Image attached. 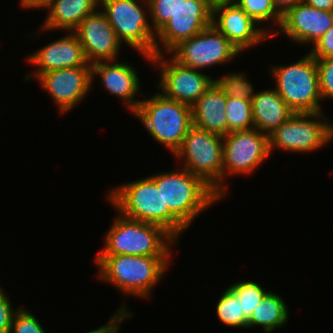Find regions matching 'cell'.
I'll return each instance as SVG.
<instances>
[{"label": "cell", "mask_w": 333, "mask_h": 333, "mask_svg": "<svg viewBox=\"0 0 333 333\" xmlns=\"http://www.w3.org/2000/svg\"><path fill=\"white\" fill-rule=\"evenodd\" d=\"M124 303H122L123 306H121L120 308H118V311H116L115 315L112 316L110 318V321L107 322L105 325L95 329V330H91L89 332L86 333H119V329H120V324L127 318H131V316L133 315L132 312H129L126 308V305H124Z\"/></svg>", "instance_id": "836d02e7"}, {"label": "cell", "mask_w": 333, "mask_h": 333, "mask_svg": "<svg viewBox=\"0 0 333 333\" xmlns=\"http://www.w3.org/2000/svg\"><path fill=\"white\" fill-rule=\"evenodd\" d=\"M276 10L283 16L288 10L303 0H272Z\"/></svg>", "instance_id": "e575fe53"}, {"label": "cell", "mask_w": 333, "mask_h": 333, "mask_svg": "<svg viewBox=\"0 0 333 333\" xmlns=\"http://www.w3.org/2000/svg\"><path fill=\"white\" fill-rule=\"evenodd\" d=\"M140 101L133 114L157 142L175 155L193 125L192 107L169 99L161 92Z\"/></svg>", "instance_id": "5b68a950"}, {"label": "cell", "mask_w": 333, "mask_h": 333, "mask_svg": "<svg viewBox=\"0 0 333 333\" xmlns=\"http://www.w3.org/2000/svg\"><path fill=\"white\" fill-rule=\"evenodd\" d=\"M141 3L147 0H99V8L111 24L121 43H126L135 51L142 53L148 62L155 55L156 33L147 20Z\"/></svg>", "instance_id": "ba28073f"}, {"label": "cell", "mask_w": 333, "mask_h": 333, "mask_svg": "<svg viewBox=\"0 0 333 333\" xmlns=\"http://www.w3.org/2000/svg\"><path fill=\"white\" fill-rule=\"evenodd\" d=\"M170 256L97 255L98 277L122 293L149 298L164 276Z\"/></svg>", "instance_id": "6da1fadb"}, {"label": "cell", "mask_w": 333, "mask_h": 333, "mask_svg": "<svg viewBox=\"0 0 333 333\" xmlns=\"http://www.w3.org/2000/svg\"><path fill=\"white\" fill-rule=\"evenodd\" d=\"M150 177L161 189L163 209H169L187 229L202 211L223 199L202 178L182 167Z\"/></svg>", "instance_id": "3957f363"}, {"label": "cell", "mask_w": 333, "mask_h": 333, "mask_svg": "<svg viewBox=\"0 0 333 333\" xmlns=\"http://www.w3.org/2000/svg\"><path fill=\"white\" fill-rule=\"evenodd\" d=\"M332 26L333 11H323L300 2L282 16L280 32L291 42L313 46Z\"/></svg>", "instance_id": "e0dca14e"}, {"label": "cell", "mask_w": 333, "mask_h": 333, "mask_svg": "<svg viewBox=\"0 0 333 333\" xmlns=\"http://www.w3.org/2000/svg\"><path fill=\"white\" fill-rule=\"evenodd\" d=\"M163 55L151 57V63L160 70L159 92L169 99L192 106L212 85L214 78Z\"/></svg>", "instance_id": "7c38bea8"}, {"label": "cell", "mask_w": 333, "mask_h": 333, "mask_svg": "<svg viewBox=\"0 0 333 333\" xmlns=\"http://www.w3.org/2000/svg\"><path fill=\"white\" fill-rule=\"evenodd\" d=\"M185 0H147L143 7L151 15V27L156 33L179 9ZM146 6V7H145Z\"/></svg>", "instance_id": "f1b7e54d"}, {"label": "cell", "mask_w": 333, "mask_h": 333, "mask_svg": "<svg viewBox=\"0 0 333 333\" xmlns=\"http://www.w3.org/2000/svg\"><path fill=\"white\" fill-rule=\"evenodd\" d=\"M257 24L274 21L280 27L282 15L276 10L272 0H232Z\"/></svg>", "instance_id": "83f0119b"}, {"label": "cell", "mask_w": 333, "mask_h": 333, "mask_svg": "<svg viewBox=\"0 0 333 333\" xmlns=\"http://www.w3.org/2000/svg\"><path fill=\"white\" fill-rule=\"evenodd\" d=\"M269 155V136L258 129L235 131L223 136L222 198L227 194L224 180L228 173L251 174Z\"/></svg>", "instance_id": "30bf717a"}, {"label": "cell", "mask_w": 333, "mask_h": 333, "mask_svg": "<svg viewBox=\"0 0 333 333\" xmlns=\"http://www.w3.org/2000/svg\"><path fill=\"white\" fill-rule=\"evenodd\" d=\"M289 312L283 298L274 292H268L254 309L247 323V328L260 326L265 333L283 327L288 323Z\"/></svg>", "instance_id": "603a6c76"}, {"label": "cell", "mask_w": 333, "mask_h": 333, "mask_svg": "<svg viewBox=\"0 0 333 333\" xmlns=\"http://www.w3.org/2000/svg\"><path fill=\"white\" fill-rule=\"evenodd\" d=\"M270 67L275 90L294 113L322 111L317 62L309 52L293 64Z\"/></svg>", "instance_id": "8992f818"}, {"label": "cell", "mask_w": 333, "mask_h": 333, "mask_svg": "<svg viewBox=\"0 0 333 333\" xmlns=\"http://www.w3.org/2000/svg\"><path fill=\"white\" fill-rule=\"evenodd\" d=\"M324 115L322 111L294 113L269 135L270 153L274 149L309 153L327 145L333 138V124Z\"/></svg>", "instance_id": "9c48e42d"}, {"label": "cell", "mask_w": 333, "mask_h": 333, "mask_svg": "<svg viewBox=\"0 0 333 333\" xmlns=\"http://www.w3.org/2000/svg\"><path fill=\"white\" fill-rule=\"evenodd\" d=\"M174 156L222 197L223 136L192 125Z\"/></svg>", "instance_id": "52a82bcc"}, {"label": "cell", "mask_w": 333, "mask_h": 333, "mask_svg": "<svg viewBox=\"0 0 333 333\" xmlns=\"http://www.w3.org/2000/svg\"><path fill=\"white\" fill-rule=\"evenodd\" d=\"M96 9H99V0H52L41 30L60 29L73 32L80 22Z\"/></svg>", "instance_id": "7402d4cb"}, {"label": "cell", "mask_w": 333, "mask_h": 333, "mask_svg": "<svg viewBox=\"0 0 333 333\" xmlns=\"http://www.w3.org/2000/svg\"><path fill=\"white\" fill-rule=\"evenodd\" d=\"M41 325L34 314L22 306L14 315L10 333H46Z\"/></svg>", "instance_id": "f546056e"}, {"label": "cell", "mask_w": 333, "mask_h": 333, "mask_svg": "<svg viewBox=\"0 0 333 333\" xmlns=\"http://www.w3.org/2000/svg\"><path fill=\"white\" fill-rule=\"evenodd\" d=\"M229 288L241 298L243 316L249 320L254 309L260 304L264 296L268 293L259 283L253 281H239Z\"/></svg>", "instance_id": "484cf974"}, {"label": "cell", "mask_w": 333, "mask_h": 333, "mask_svg": "<svg viewBox=\"0 0 333 333\" xmlns=\"http://www.w3.org/2000/svg\"><path fill=\"white\" fill-rule=\"evenodd\" d=\"M314 59L333 56V26L309 50Z\"/></svg>", "instance_id": "d6a6232c"}, {"label": "cell", "mask_w": 333, "mask_h": 333, "mask_svg": "<svg viewBox=\"0 0 333 333\" xmlns=\"http://www.w3.org/2000/svg\"><path fill=\"white\" fill-rule=\"evenodd\" d=\"M12 306V302L0 287V333H10L14 315L19 310Z\"/></svg>", "instance_id": "1f68e13d"}, {"label": "cell", "mask_w": 333, "mask_h": 333, "mask_svg": "<svg viewBox=\"0 0 333 333\" xmlns=\"http://www.w3.org/2000/svg\"><path fill=\"white\" fill-rule=\"evenodd\" d=\"M98 255L170 256L177 240L162 226L130 219L119 212Z\"/></svg>", "instance_id": "277c9868"}, {"label": "cell", "mask_w": 333, "mask_h": 333, "mask_svg": "<svg viewBox=\"0 0 333 333\" xmlns=\"http://www.w3.org/2000/svg\"><path fill=\"white\" fill-rule=\"evenodd\" d=\"M52 0H20V5L26 9H47Z\"/></svg>", "instance_id": "d590c367"}, {"label": "cell", "mask_w": 333, "mask_h": 333, "mask_svg": "<svg viewBox=\"0 0 333 333\" xmlns=\"http://www.w3.org/2000/svg\"><path fill=\"white\" fill-rule=\"evenodd\" d=\"M35 65V79L41 74L70 67H91L87 61L83 46L74 32L59 38L27 57ZM38 66V67H37Z\"/></svg>", "instance_id": "ac0fdd59"}, {"label": "cell", "mask_w": 333, "mask_h": 333, "mask_svg": "<svg viewBox=\"0 0 333 333\" xmlns=\"http://www.w3.org/2000/svg\"><path fill=\"white\" fill-rule=\"evenodd\" d=\"M107 199L125 217L160 225L176 240L187 229L169 209H163L161 189L150 176L112 188Z\"/></svg>", "instance_id": "7a4b0ae2"}, {"label": "cell", "mask_w": 333, "mask_h": 333, "mask_svg": "<svg viewBox=\"0 0 333 333\" xmlns=\"http://www.w3.org/2000/svg\"><path fill=\"white\" fill-rule=\"evenodd\" d=\"M216 314L220 322L226 326L247 328L248 320L243 316L241 298L229 287L219 298Z\"/></svg>", "instance_id": "d4e9b609"}, {"label": "cell", "mask_w": 333, "mask_h": 333, "mask_svg": "<svg viewBox=\"0 0 333 333\" xmlns=\"http://www.w3.org/2000/svg\"><path fill=\"white\" fill-rule=\"evenodd\" d=\"M64 114L76 107L92 90L91 67H70L49 71L37 78Z\"/></svg>", "instance_id": "9a60e30c"}, {"label": "cell", "mask_w": 333, "mask_h": 333, "mask_svg": "<svg viewBox=\"0 0 333 333\" xmlns=\"http://www.w3.org/2000/svg\"><path fill=\"white\" fill-rule=\"evenodd\" d=\"M137 70L128 63L113 61H99L91 64L92 82L96 76L100 77L102 87L112 96H117L124 102L127 109L133 113L140 102L134 98L141 94Z\"/></svg>", "instance_id": "d6986e66"}, {"label": "cell", "mask_w": 333, "mask_h": 333, "mask_svg": "<svg viewBox=\"0 0 333 333\" xmlns=\"http://www.w3.org/2000/svg\"><path fill=\"white\" fill-rule=\"evenodd\" d=\"M225 105L226 96L213 82L191 106L193 125L220 136H226L228 134V123Z\"/></svg>", "instance_id": "ffe728a7"}, {"label": "cell", "mask_w": 333, "mask_h": 333, "mask_svg": "<svg viewBox=\"0 0 333 333\" xmlns=\"http://www.w3.org/2000/svg\"><path fill=\"white\" fill-rule=\"evenodd\" d=\"M251 101L254 128L267 136L294 114L274 88L257 92Z\"/></svg>", "instance_id": "44dd1931"}, {"label": "cell", "mask_w": 333, "mask_h": 333, "mask_svg": "<svg viewBox=\"0 0 333 333\" xmlns=\"http://www.w3.org/2000/svg\"><path fill=\"white\" fill-rule=\"evenodd\" d=\"M214 83L227 97L244 98L252 100L257 94L254 93V87L252 83L247 80L244 73L234 72L226 76H222L218 79H214Z\"/></svg>", "instance_id": "4316f807"}, {"label": "cell", "mask_w": 333, "mask_h": 333, "mask_svg": "<svg viewBox=\"0 0 333 333\" xmlns=\"http://www.w3.org/2000/svg\"><path fill=\"white\" fill-rule=\"evenodd\" d=\"M169 53L179 64L201 70L229 63L241 52L210 25L195 36L181 41Z\"/></svg>", "instance_id": "8fae6325"}, {"label": "cell", "mask_w": 333, "mask_h": 333, "mask_svg": "<svg viewBox=\"0 0 333 333\" xmlns=\"http://www.w3.org/2000/svg\"><path fill=\"white\" fill-rule=\"evenodd\" d=\"M225 107L228 133L254 129L251 100L226 96Z\"/></svg>", "instance_id": "cb8c5ba5"}, {"label": "cell", "mask_w": 333, "mask_h": 333, "mask_svg": "<svg viewBox=\"0 0 333 333\" xmlns=\"http://www.w3.org/2000/svg\"><path fill=\"white\" fill-rule=\"evenodd\" d=\"M213 3L214 0H185L177 12L156 32L155 55L163 53L161 47L164 53L169 54L181 41L212 25Z\"/></svg>", "instance_id": "4fadbf2b"}, {"label": "cell", "mask_w": 333, "mask_h": 333, "mask_svg": "<svg viewBox=\"0 0 333 333\" xmlns=\"http://www.w3.org/2000/svg\"><path fill=\"white\" fill-rule=\"evenodd\" d=\"M212 25L240 52L279 33L257 26L259 24L232 0H214Z\"/></svg>", "instance_id": "5bb4252c"}, {"label": "cell", "mask_w": 333, "mask_h": 333, "mask_svg": "<svg viewBox=\"0 0 333 333\" xmlns=\"http://www.w3.org/2000/svg\"><path fill=\"white\" fill-rule=\"evenodd\" d=\"M303 2L323 11H333V0H303Z\"/></svg>", "instance_id": "8d00e7d4"}, {"label": "cell", "mask_w": 333, "mask_h": 333, "mask_svg": "<svg viewBox=\"0 0 333 333\" xmlns=\"http://www.w3.org/2000/svg\"><path fill=\"white\" fill-rule=\"evenodd\" d=\"M316 62L322 99H333V56Z\"/></svg>", "instance_id": "4dcf8cb0"}, {"label": "cell", "mask_w": 333, "mask_h": 333, "mask_svg": "<svg viewBox=\"0 0 333 333\" xmlns=\"http://www.w3.org/2000/svg\"><path fill=\"white\" fill-rule=\"evenodd\" d=\"M73 32L79 38L90 64L117 61L123 44L118 40L102 9L86 16Z\"/></svg>", "instance_id": "2e32d148"}]
</instances>
